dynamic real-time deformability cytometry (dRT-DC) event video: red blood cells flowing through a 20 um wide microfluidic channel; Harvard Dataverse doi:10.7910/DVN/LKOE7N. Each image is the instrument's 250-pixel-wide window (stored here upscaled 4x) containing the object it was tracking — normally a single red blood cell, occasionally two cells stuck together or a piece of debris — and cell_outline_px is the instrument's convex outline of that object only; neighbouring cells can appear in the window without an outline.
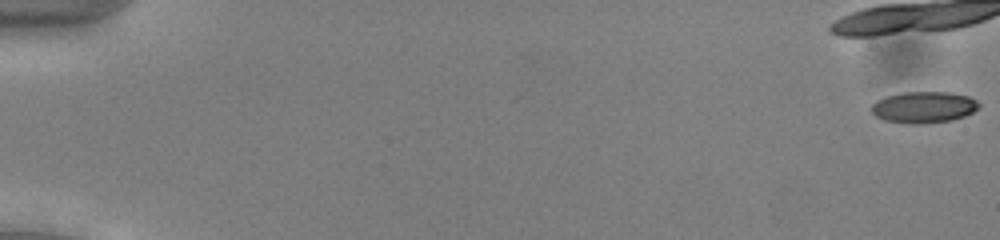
{"species": "common noctule bat (a hibernating species)", "species_latin": "Nyctalus noctula", "temperature_condition": "cold", "stored_images_in_passage": 27, "camera_frame_rate_fps": 3000, "um_per_image_px": 0.085, "animal": {"sex": "male", "body_mass_g": 13.0, "forearm_length_mm": 53.1}, "frame": {"image": 1, "passage_image": 1, "time_ms": 0.0, "image_size_px": [1000, 240], "cell_outline_px": [[980, 104], [972, 112], [964, 116], [948, 120], [920, 124], [908, 124], [884, 120], [876, 116], [872, 112], [872, 104], [876, 100], [884, 96], [904, 92], [948, 92], [968, 96], [976, 100]], "centroid_in_image_um": [78.47, 9.1], "position_along_channel_um": 6.5, "area_um2": 19.54}}